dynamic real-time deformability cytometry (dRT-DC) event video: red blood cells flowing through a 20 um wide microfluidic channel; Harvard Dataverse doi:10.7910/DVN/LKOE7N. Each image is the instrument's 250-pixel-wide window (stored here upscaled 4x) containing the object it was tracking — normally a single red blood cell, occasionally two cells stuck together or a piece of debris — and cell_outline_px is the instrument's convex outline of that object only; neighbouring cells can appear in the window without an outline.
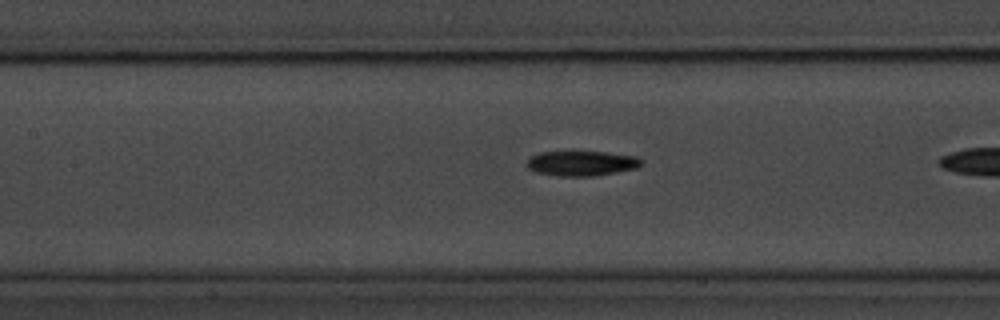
{"species": "common noctule bat (a hibernating species)", "species_latin": "Nyctalus noctula", "temperature_condition": "room temperature", "stored_images_in_passage": 19, "camera_frame_rate_fps": 3000, "um_per_image_px": 0.085, "animal": {"sex": "male", "body_mass_g": 20.1, "forearm_length_mm": 53.5}, "frame": {"image": 1, "passage_image": 6, "time_ms": 1.667, "image_size_px": [1000, 320], "cell_outline_px": [[640, 164], [636, 168], [616, 172], [592, 176], [556, 176], [536, 172], [528, 168], [528, 160], [532, 156], [540, 152], [604, 152], [636, 156], [640, 160]], "centroid_in_image_um": [49.41, 13.89], "position_along_channel_um": 158.0, "area_um2": 16.36}}
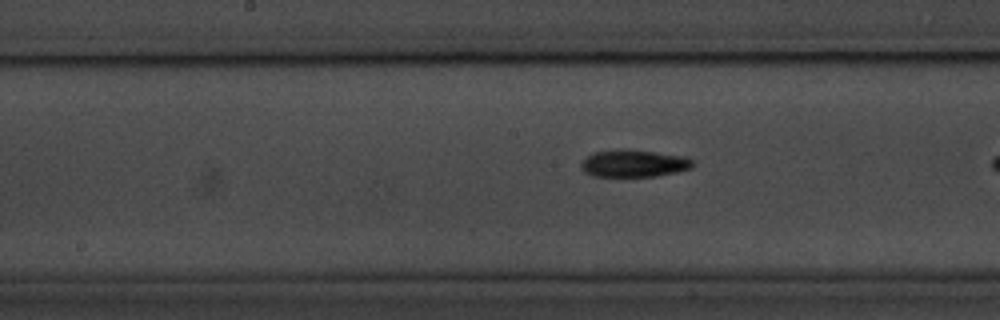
{"frame": {"image": 2, "passage_image": 9, "time_ms": 2.667, "image_size_px": [1000, 320], "cell_outline_px": [[692, 168], [676, 172], [656, 176], [592, 176], [584, 172], [580, 168], [580, 164], [592, 152], [620, 148], [628, 148], [680, 156], [692, 160]], "centroid_in_image_um": [53.8, 13.88], "position_along_channel_um": 194.4, "area_um2": 17.74}}
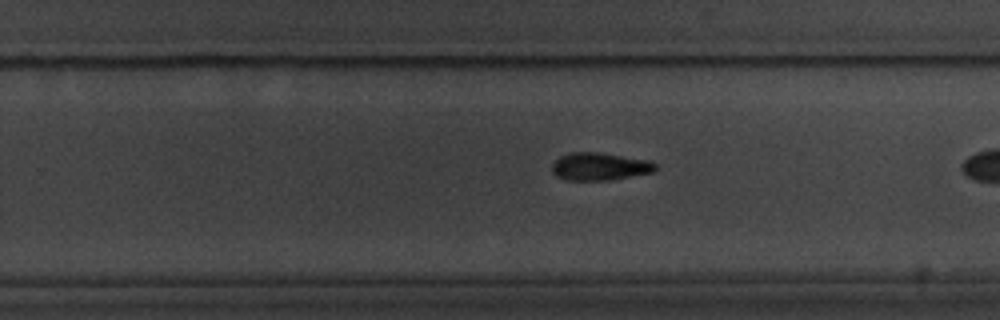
{"frame": {"image": 3, "passage_image": 16, "time_ms": 5.0, "image_size_px": [1000, 320], "cell_outline_px": [[656, 172], [612, 180], [564, 180], [556, 176], [552, 172], [552, 164], [560, 156], [572, 152], [596, 152], [648, 160], [656, 164]], "centroid_in_image_um": [50.97, 14.17], "position_along_channel_um": 278.8, "area_um2": 16.76}}